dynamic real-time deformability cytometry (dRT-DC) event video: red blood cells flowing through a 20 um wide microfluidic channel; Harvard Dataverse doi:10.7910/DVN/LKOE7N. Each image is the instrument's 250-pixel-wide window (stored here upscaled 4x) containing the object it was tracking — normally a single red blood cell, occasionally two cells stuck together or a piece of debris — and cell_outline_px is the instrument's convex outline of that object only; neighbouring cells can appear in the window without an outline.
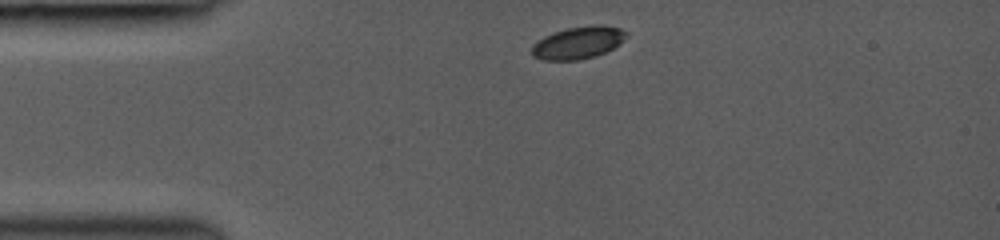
{"species": "common noctule bat (a hibernating species)", "species_latin": "Nyctalus noctula", "temperature_condition": "room temperature", "stored_images_in_passage": 3, "camera_frame_rate_fps": 3000, "um_per_image_px": 0.085, "animal": {"sex": "female", "body_mass_g": 19.0, "forearm_length_mm": 53.3}, "frame": {"image": 1, "passage_image": 1, "time_ms": 0.0, "image_size_px": [1000, 240], "cell_outline_px": [[628, 36], [620, 44], [596, 56], [576, 60], [544, 60], [532, 56], [532, 48], [536, 40], [552, 32], [568, 28], [592, 24], [600, 24], [620, 28], [628, 32]], "centroid_in_image_um": [49.16, 3.61], "position_along_channel_um": 35.8, "area_um2": 17.98}}